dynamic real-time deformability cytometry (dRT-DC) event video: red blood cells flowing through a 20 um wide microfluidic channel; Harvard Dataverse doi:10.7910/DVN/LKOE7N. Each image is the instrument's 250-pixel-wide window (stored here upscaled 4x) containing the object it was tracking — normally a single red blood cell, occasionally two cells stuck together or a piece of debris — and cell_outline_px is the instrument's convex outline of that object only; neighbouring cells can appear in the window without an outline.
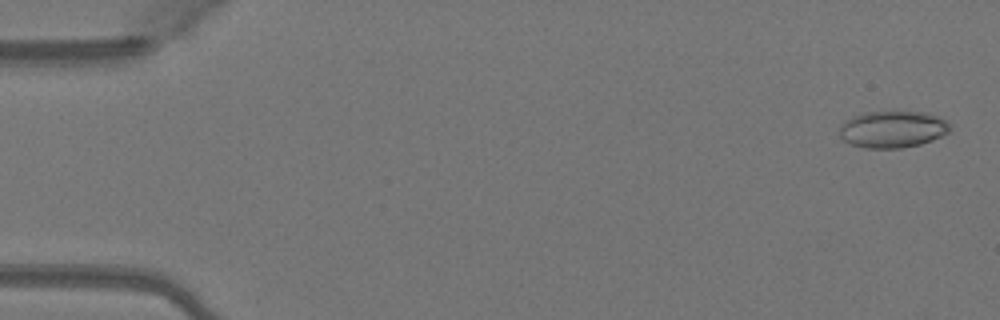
{"species": "Egyptian fruit bat (a non-hibernating species)", "species_latin": "Rousettus aegyptiacus", "temperature_condition": "warm", "stored_images_in_passage": 25, "camera_frame_rate_fps": 3000, "um_per_image_px": 0.085, "animal": {"sex": "female"}, "frame": {"image": 1, "passage_image": 2, "time_ms": 0.333, "image_size_px": [1000, 320], "cell_outline_px": [[948, 132], [932, 140], [920, 144], [900, 148], [864, 148], [852, 144], [844, 140], [840, 136], [840, 124], [844, 120], [852, 116], [864, 112], [920, 112], [944, 120], [948, 124]], "centroid_in_image_um": [75.78, 11.0], "position_along_channel_um": 9.2, "area_um2": 23.29}}
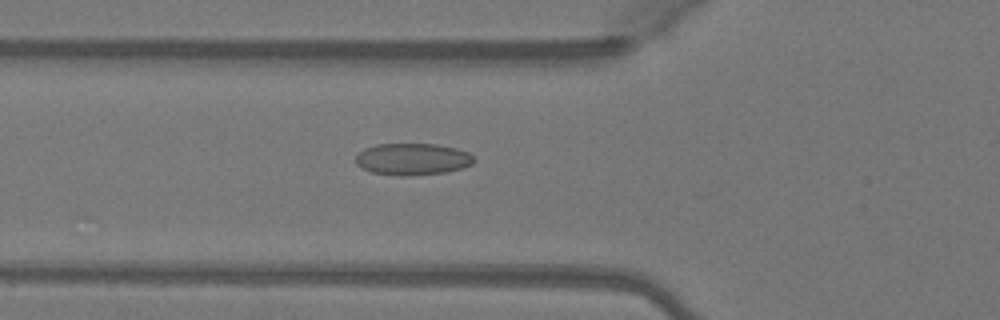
{"frame": {"image": 2, "passage_image": 18, "time_ms": 5.667, "image_size_px": [1000, 320], "cell_outline_px": [[476, 160], [472, 164], [460, 168], [444, 172], [408, 176], [396, 176], [372, 172], [356, 164], [356, 156], [364, 148], [376, 144], [436, 144], [456, 148], [468, 152]], "centroid_in_image_um": [35.06, 13.52], "position_along_channel_um": 90.7, "area_um2": 21.85}}
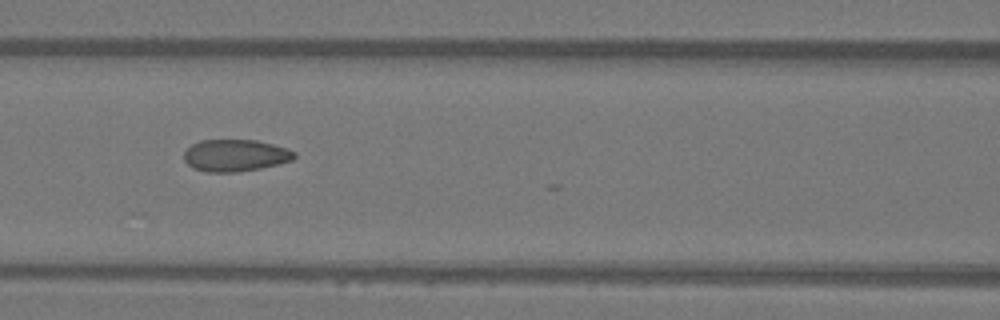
{"frame": {"image": 3, "passage_image": 22, "time_ms": 7.0, "image_size_px": [1000, 320], "cell_outline_px": [[296, 156], [292, 160], [260, 168], [236, 172], [208, 172], [192, 168], [184, 160], [184, 152], [192, 144], [200, 140], [256, 140], [288, 148], [296, 152]], "centroid_in_image_um": [19.99, 13.2], "position_along_channel_um": 146.6, "area_um2": 20.52}}